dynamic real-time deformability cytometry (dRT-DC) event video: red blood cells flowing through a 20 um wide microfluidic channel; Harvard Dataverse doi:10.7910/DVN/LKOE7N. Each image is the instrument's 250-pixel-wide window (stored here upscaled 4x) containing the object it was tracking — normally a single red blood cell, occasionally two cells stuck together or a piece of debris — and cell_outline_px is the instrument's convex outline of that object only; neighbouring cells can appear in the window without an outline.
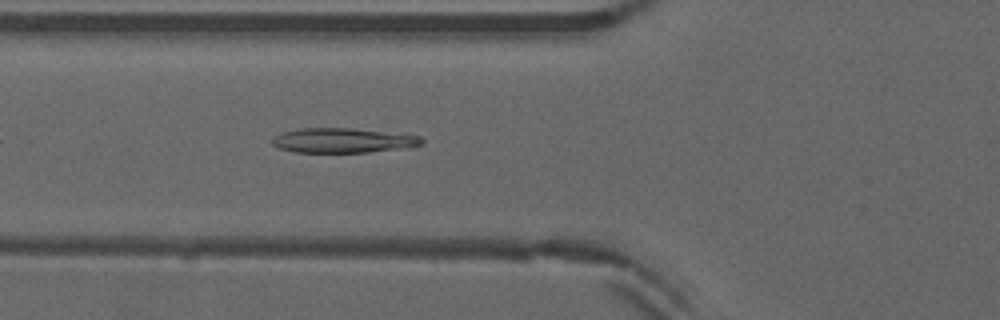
{"species": "common noctule bat (a hibernating species)", "species_latin": "Nyctalus noctula", "temperature_condition": "warm", "stored_images_in_passage": 39, "camera_frame_rate_fps": 3000, "um_per_image_px": 0.085, "animal": {"sex": "male", "forearm_length_mm": 52.5}, "frame": {"image": 1, "passage_image": 6, "time_ms": 1.667, "image_size_px": [1000, 320], "cell_outline_px": [[424, 144], [412, 148], [368, 152], [296, 152], [280, 148], [272, 144], [272, 140], [276, 136], [284, 132], [300, 128], [352, 128], [420, 136], [424, 140]], "centroid_in_image_um": [29.23, 11.94], "position_along_channel_um": 96.6, "area_um2": 21.5}}
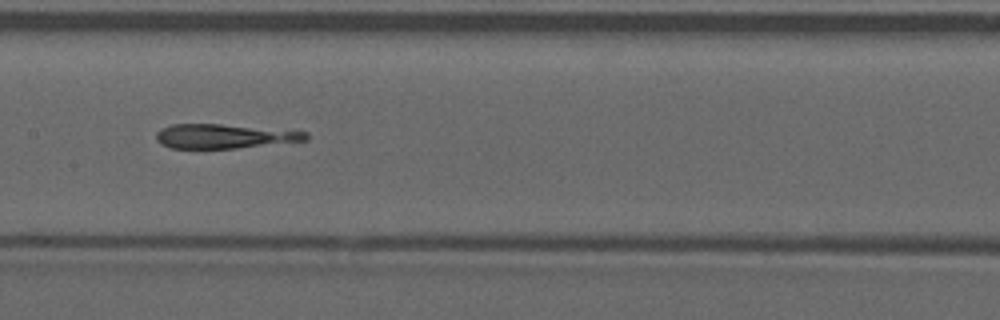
{"frame": {"image": 2, "passage_image": 13, "time_ms": 4.0, "image_size_px": [1000, 320], "cell_outline_px": [[308, 140], [236, 148], [172, 148], [160, 144], [156, 140], [156, 132], [160, 128], [172, 124], [220, 124], [308, 132]], "centroid_in_image_um": [19.0, 11.58], "position_along_channel_um": 188.4, "area_um2": 21.04}}
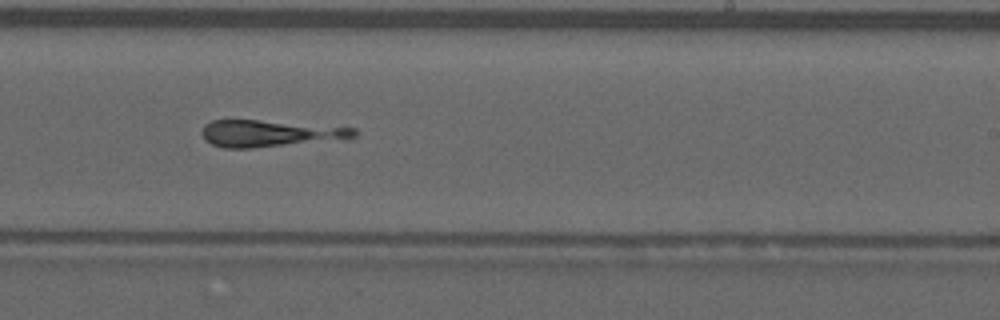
{"frame": {"image": 3, "passage_image": 19, "time_ms": 6.0, "image_size_px": [1000, 320], "cell_outline_px": [[356, 136], [344, 140], [252, 148], [224, 148], [212, 144], [204, 140], [200, 132], [204, 124], [212, 120], [256, 120], [356, 128]], "centroid_in_image_um": [22.93, 11.35], "position_along_channel_um": 266.1, "area_um2": 23.93}}